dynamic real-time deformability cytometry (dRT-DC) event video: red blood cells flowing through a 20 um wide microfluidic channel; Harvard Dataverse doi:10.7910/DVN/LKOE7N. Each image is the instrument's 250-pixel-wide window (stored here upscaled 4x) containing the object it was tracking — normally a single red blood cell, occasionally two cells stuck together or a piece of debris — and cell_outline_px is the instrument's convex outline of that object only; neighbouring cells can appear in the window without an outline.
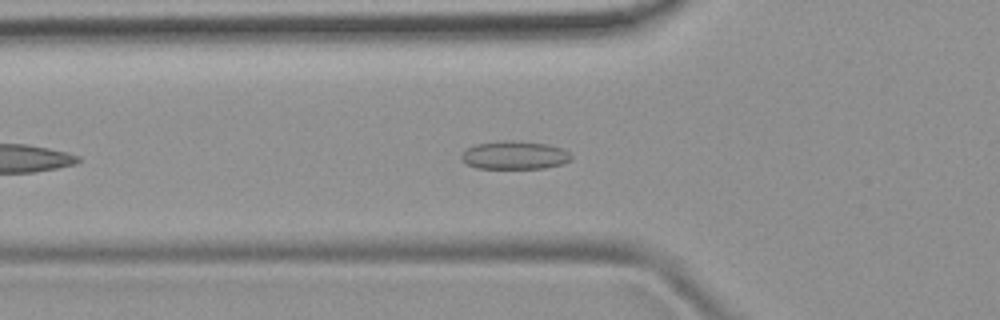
{"species": "common noctule bat (a hibernating species)", "species_latin": "Nyctalus noctula", "temperature_condition": "room temperature", "stored_images_in_passage": 41, "camera_frame_rate_fps": 3000, "um_per_image_px": 0.085, "animal": {"sex": "female", "body_mass_g": 19.9}, "frame": {"image": 1, "passage_image": 8, "time_ms": 2.333, "image_size_px": [1000, 320], "cell_outline_px": [[572, 160], [560, 164], [544, 168], [476, 168], [468, 164], [460, 156], [472, 144], [500, 140], [512, 140], [548, 144], [560, 148], [568, 152], [572, 156]], "centroid_in_image_um": [43.73, 13.18], "position_along_channel_um": 82.1, "area_um2": 18.03}}
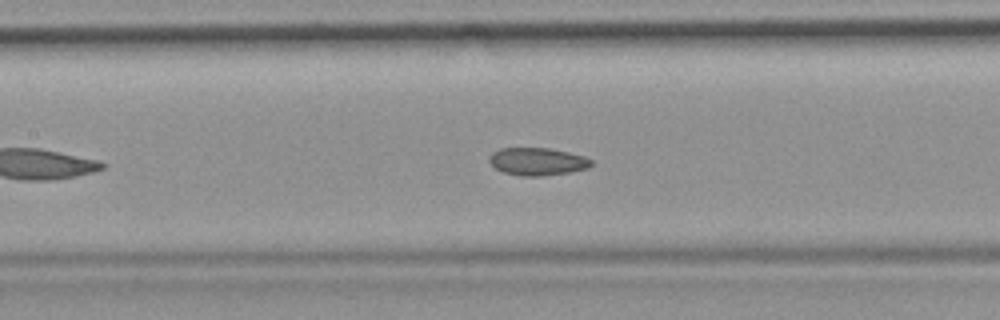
{"frame": {"image": 2, "passage_image": 14, "time_ms": 4.333, "image_size_px": [1000, 320], "cell_outline_px": [[592, 164], [588, 168], [568, 172], [540, 176], [520, 176], [504, 172], [496, 168], [488, 160], [488, 156], [492, 152], [500, 148], [548, 148], [568, 152], [584, 156], [592, 160]], "centroid_in_image_um": [45.66, 13.72], "position_along_channel_um": 161.7, "area_um2": 16.36}}
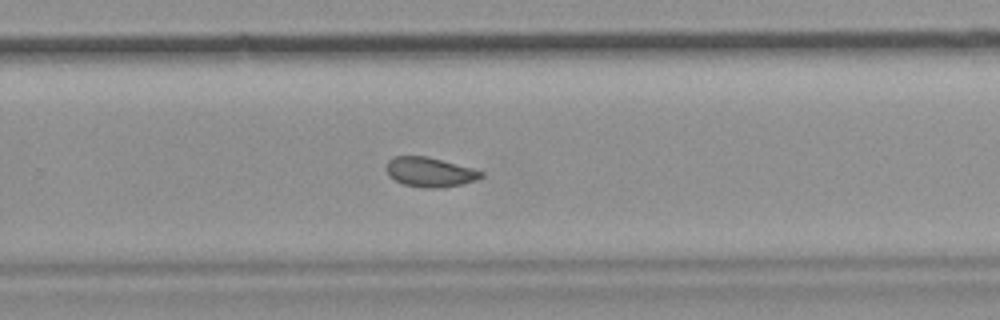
{"frame": {"image": 3, "passage_image": 24, "time_ms": 7.667, "image_size_px": [1000, 320], "cell_outline_px": [[484, 176], [476, 180], [460, 184], [440, 188], [424, 188], [404, 184], [388, 176], [384, 168], [384, 164], [388, 160], [396, 156], [428, 156], [472, 168], [484, 172]], "centroid_in_image_um": [36.5, 14.62], "position_along_channel_um": 293.3, "area_um2": 16.47}, "authors_computed_cell_mechanics": {"area_um2": 16.8776, "velocity_mm_per_s": 3.9625, "shape_relaxation_time_tau1_ms": null, "shape_relaxation_time_tau2_ms": 1.7064, "deformation_change_tau1": null, "deformation_change_tau2": 0.0556}}